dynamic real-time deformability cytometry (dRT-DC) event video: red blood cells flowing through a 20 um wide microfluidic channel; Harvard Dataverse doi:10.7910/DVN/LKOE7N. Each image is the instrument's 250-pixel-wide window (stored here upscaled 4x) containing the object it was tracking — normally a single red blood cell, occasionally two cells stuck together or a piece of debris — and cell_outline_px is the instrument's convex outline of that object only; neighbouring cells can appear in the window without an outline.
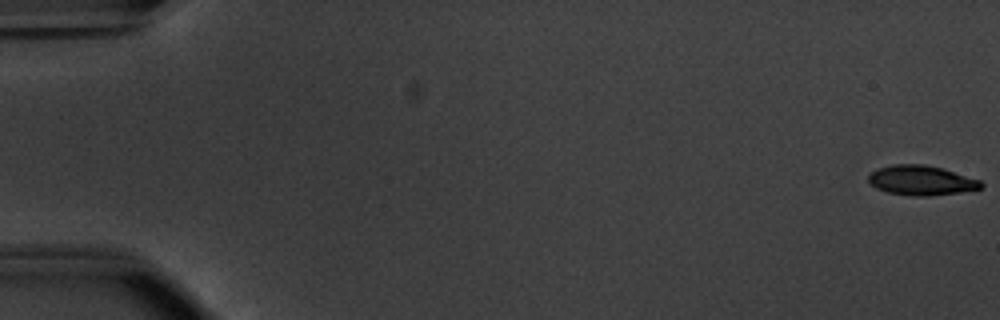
{"species": "common noctule bat (a hibernating species)", "species_latin": "Nyctalus noctula", "temperature_condition": "warm", "stored_images_in_passage": 54, "camera_frame_rate_fps": 3000, "um_per_image_px": 0.085, "animal": {"sex": "male", "body_mass_g": 20.1, "forearm_length_mm": 53.5}, "frame": {"image": 1, "passage_image": 1, "time_ms": 0.0, "image_size_px": [1000, 320], "cell_outline_px": [[984, 184], [980, 188], [960, 192], [928, 196], [912, 196], [888, 192], [876, 188], [868, 180], [868, 176], [872, 172], [880, 168], [892, 164], [924, 164], [944, 168], [980, 180]], "centroid_in_image_um": [78.32, 15.32], "position_along_channel_um": 6.7, "area_um2": 19.42}}
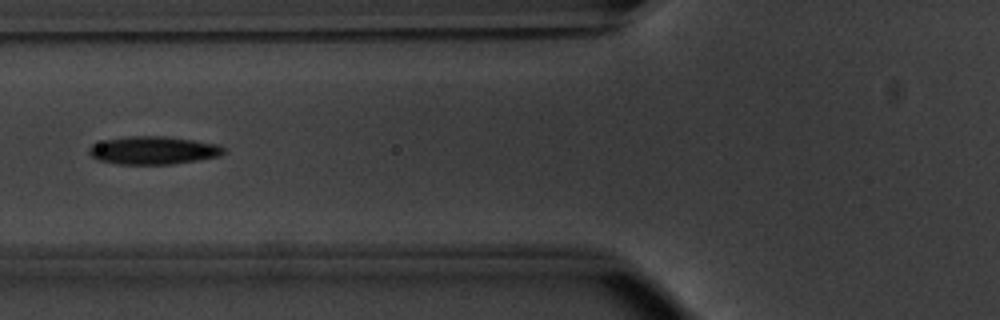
{"frame": {"image": 2, "passage_image": 22, "time_ms": 7.0, "image_size_px": [1000, 320], "cell_outline_px": [[224, 152], [220, 156], [172, 164], [116, 164], [96, 160], [88, 152], [88, 148], [92, 144], [104, 140], [128, 136], [164, 136], [220, 144], [224, 148]], "centroid_in_image_um": [13.0, 12.78], "position_along_channel_um": 112.8, "area_um2": 22.02}}
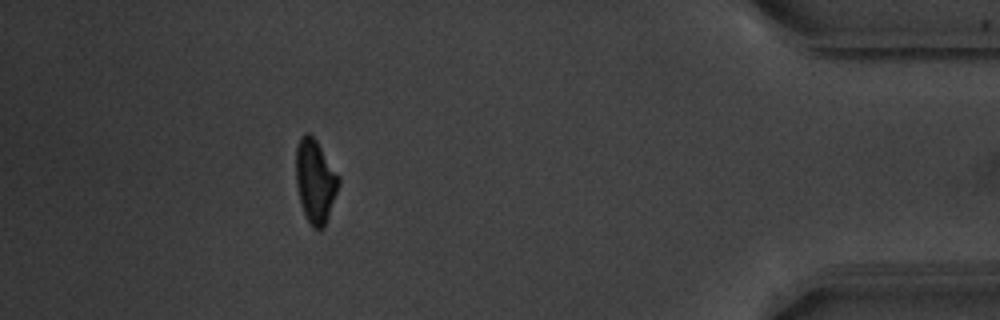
{"frame": {"image": 3, "passage_image": 49, "time_ms": 16.0, "image_size_px": [1000, 320], "cell_outline_px": [[340, 184], [324, 228], [312, 228], [300, 204], [296, 184], [296, 148], [300, 136], [304, 132], [308, 132], [316, 140], [340, 176]], "centroid_in_image_um": [26.8, 15.37], "position_along_channel_um": 408.4, "area_um2": 20.87}, "authors_computed_cell_mechanics": {"area_um2": 20.9814, "velocity_mm_per_s": 3.8144, "shape_relaxation_time_tau1_ms": 3.2695, "shape_relaxation_time_tau2_ms": 5.5367, "deformation_change_tau1": 0.1591, "deformation_change_tau2": 0.1298}}